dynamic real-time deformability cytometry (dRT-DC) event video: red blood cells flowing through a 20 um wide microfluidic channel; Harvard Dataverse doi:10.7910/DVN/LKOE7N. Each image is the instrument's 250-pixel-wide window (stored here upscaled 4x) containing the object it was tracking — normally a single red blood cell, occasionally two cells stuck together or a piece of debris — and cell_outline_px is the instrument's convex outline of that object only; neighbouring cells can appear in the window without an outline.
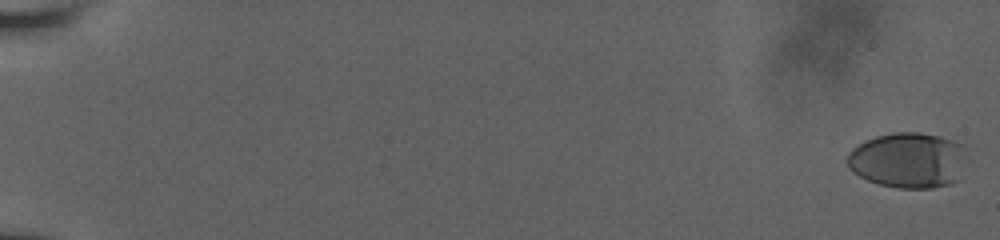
{"species": "human", "species_latin": "Homo sapiens", "temperature_condition": "room temperature", "stored_images_in_passage": 59, "camera_frame_rate_fps": 3000, "um_per_image_px": 0.085, "donor": {"sex": "male"}, "frame": {"image": 1, "passage_image": 1, "time_ms": 0.0, "image_size_px": [1000, 240], "cell_outline_px": [[964, 148], [956, 180], [952, 184], [932, 188], [900, 188], [880, 184], [868, 180], [860, 176], [848, 168], [848, 152], [852, 148], [864, 140], [876, 136], [892, 132], [920, 132], [952, 140], [964, 144]], "centroid_in_image_um": [77.12, 13.6], "position_along_channel_um": 7.9, "area_um2": 38.21}}
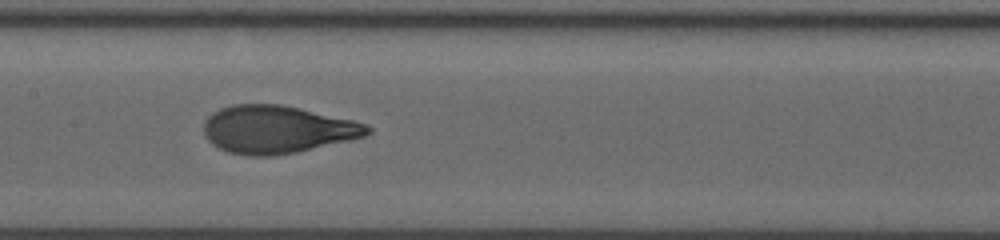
{"frame": {"image": 2, "passage_image": 33, "time_ms": 10.667, "image_size_px": [1000, 240], "cell_outline_px": [[372, 132], [364, 136], [348, 140], [296, 152], [272, 156], [248, 156], [228, 152], [212, 144], [204, 136], [204, 120], [212, 112], [220, 108], [232, 104], [280, 104], [300, 108], [352, 120], [364, 124], [372, 128]], "centroid_in_image_um": [23.51, 11.0], "position_along_channel_um": 183.9, "area_um2": 45.43}}
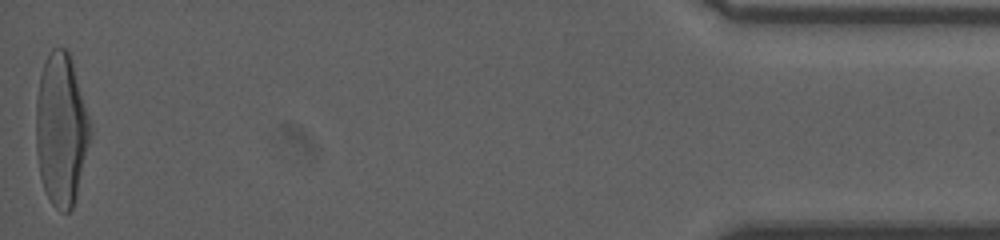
{"frame": {"image": 3, "passage_image": 59, "time_ms": 19.333, "image_size_px": [1000, 240], "cell_outline_px": [[92, 132], [76, 196], [72, 208], [68, 212], [60, 212], [52, 204], [44, 188], [40, 176], [36, 152], [36, 100], [40, 76], [44, 60], [52, 48], [64, 48], [68, 52], [72, 64], [88, 116]], "centroid_in_image_um": [5.18, 11.04], "position_along_channel_um": 430.0, "area_um2": 47.57}, "authors_computed_cell_mechanics": {"area_um2": 44.2748, "velocity_mm_per_s": 3.8036, "shape_relaxation_time_tau1_ms": 3.8285, "shape_relaxation_time_tau2_ms": 0.6828, "deformation_change_tau1": 0.2323, "deformation_change_tau2": 0.0757}}